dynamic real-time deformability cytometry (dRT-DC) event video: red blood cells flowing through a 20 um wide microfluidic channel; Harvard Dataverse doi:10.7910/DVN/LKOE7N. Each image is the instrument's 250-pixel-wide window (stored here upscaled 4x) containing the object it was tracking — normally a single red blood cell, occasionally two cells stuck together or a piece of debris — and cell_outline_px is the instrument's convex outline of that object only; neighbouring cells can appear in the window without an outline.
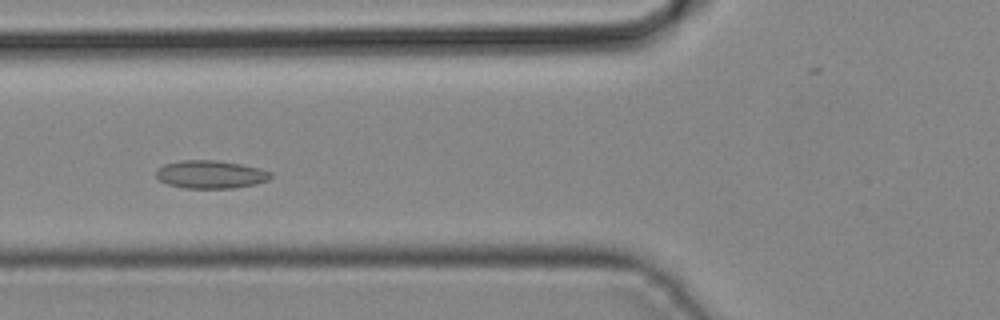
{"species": "common noctule bat (a hibernating species)", "species_latin": "Nyctalus noctula", "temperature_condition": "cold", "stored_images_in_passage": 39, "camera_frame_rate_fps": 3000, "um_per_image_px": 0.085, "animal": {"sex": "male", "body_mass_g": 19.2, "forearm_length_mm": 51.8}, "frame": {"image": 1, "passage_image": 12, "time_ms": 3.667, "image_size_px": [1000, 320], "cell_outline_px": [[272, 176], [268, 180], [256, 184], [232, 188], [184, 188], [168, 184], [160, 180], [156, 176], [156, 168], [164, 164], [180, 160], [216, 160], [240, 164], [260, 168], [272, 172]], "centroid_in_image_um": [17.9, 14.82], "position_along_channel_um": 107.9, "area_um2": 18.79}}
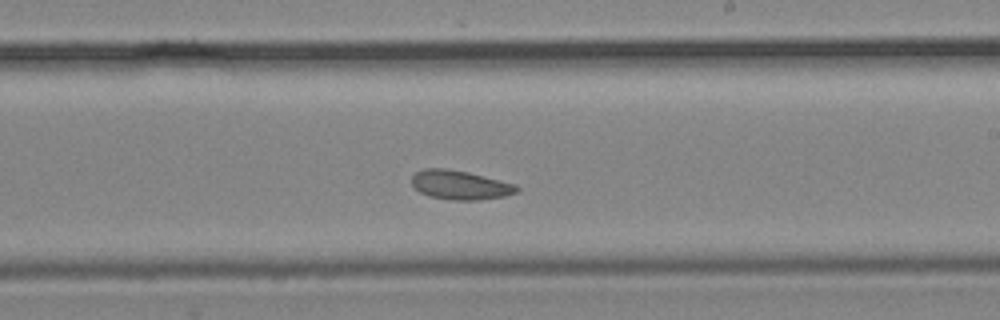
{"frame": {"image": 2, "passage_image": 21, "time_ms": 6.667, "image_size_px": [1000, 320], "cell_outline_px": [[520, 192], [504, 196], [476, 200], [452, 200], [428, 196], [420, 192], [412, 184], [412, 176], [416, 172], [424, 168], [444, 168], [468, 172], [516, 184], [520, 188]], "centroid_in_image_um": [39.13, 15.72], "position_along_channel_um": 249.9, "area_um2": 17.86}}
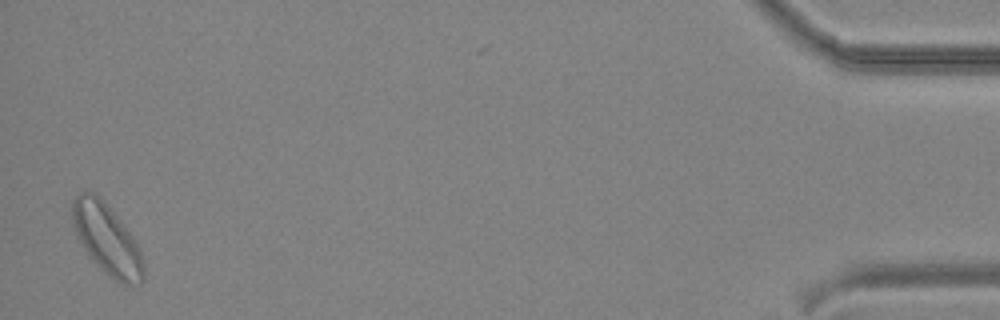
{"frame": {"image": 3, "passage_image": 38, "time_ms": 12.333, "image_size_px": [1000, 320], "cell_outline_px": [[144, 280], [140, 284], [132, 288], [120, 284], [84, 248], [72, 228], [72, 200], [80, 192], [96, 192], [136, 240], [140, 248], [144, 268]], "centroid_in_image_um": [9.11, 20.33], "position_along_channel_um": 426.1, "area_um2": 28.84}}